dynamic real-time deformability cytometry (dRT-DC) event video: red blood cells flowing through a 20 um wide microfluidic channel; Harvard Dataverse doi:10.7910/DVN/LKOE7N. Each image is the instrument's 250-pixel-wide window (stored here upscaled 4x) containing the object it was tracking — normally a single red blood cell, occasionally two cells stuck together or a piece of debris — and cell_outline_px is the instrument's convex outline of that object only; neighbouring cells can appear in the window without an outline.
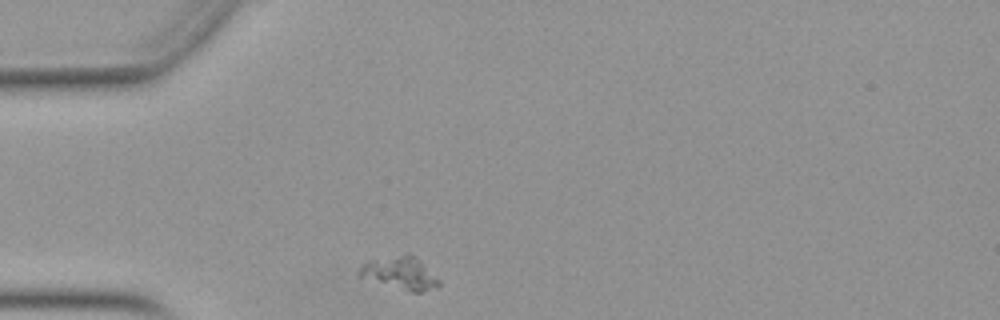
{"species": "Egyptian fruit bat (a non-hibernating species)", "species_latin": "Rousettus aegyptiacus", "temperature_condition": "warm", "stored_images_in_passage": 28, "camera_frame_rate_fps": 3000, "um_per_image_px": 0.085, "animal": {"sex": "female"}, "frame": {"image": 1, "passage_image": 1, "time_ms": 0.0, "image_size_px": [1000, 320], "cell_outline_px": [[440, 284], [436, 288], [424, 292], [412, 292], [360, 276], [360, 264], [368, 260], [408, 252], [416, 256], [440, 280]], "centroid_in_image_um": [34.06, 23.17], "position_along_channel_um": 50.9, "area_um2": 15.14}}
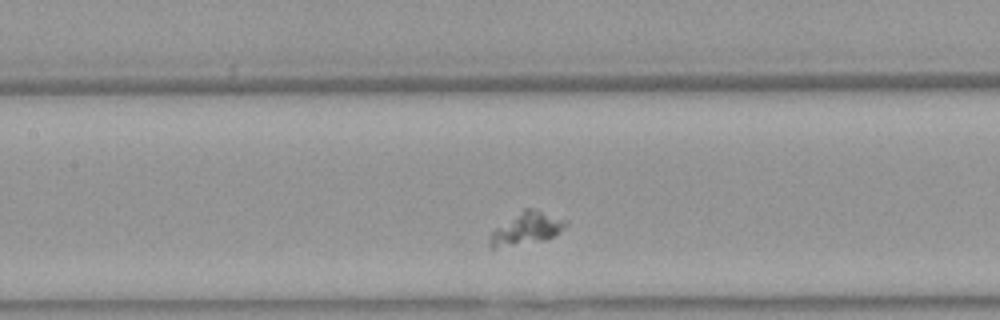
{"frame": {"image": 2, "passage_image": 11, "time_ms": 3.333, "image_size_px": [1000, 320], "cell_outline_px": [[568, 224], [564, 228], [552, 236], [544, 240], [496, 248], [492, 248], [488, 244], [488, 240], [492, 232], [496, 228], [524, 208], [532, 208], [568, 220]], "centroid_in_image_um": [44.75, 19.42], "position_along_channel_um": 162.6, "area_um2": 14.05}}
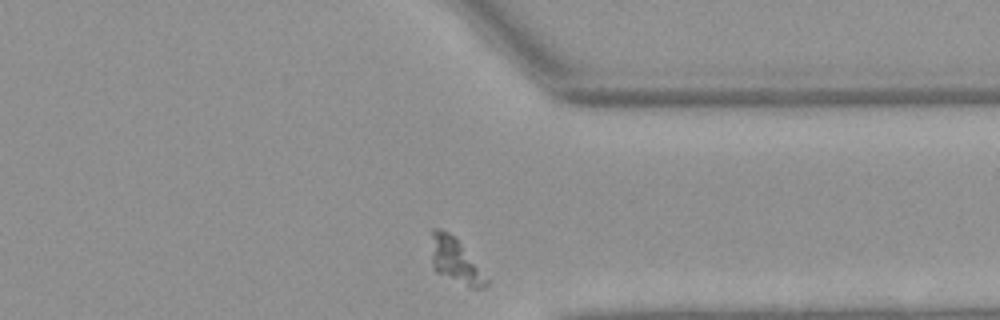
{"frame": {"image": 3, "passage_image": 28, "time_ms": 9.0, "image_size_px": [1000, 320], "cell_outline_px": [[488, 284], [484, 288], [472, 288], [436, 272], [432, 268], [432, 228], [440, 228], [448, 232], [460, 244], [488, 280]], "centroid_in_image_um": [38.66, 22.17], "position_along_channel_um": 372.7, "area_um2": 13.76}}